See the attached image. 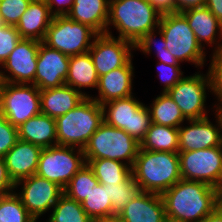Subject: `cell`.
Wrapping results in <instances>:
<instances>
[{"instance_id":"4","label":"cell","mask_w":222,"mask_h":222,"mask_svg":"<svg viewBox=\"0 0 222 222\" xmlns=\"http://www.w3.org/2000/svg\"><path fill=\"white\" fill-rule=\"evenodd\" d=\"M103 122L102 106L91 96L56 118L57 145L84 149Z\"/></svg>"},{"instance_id":"46","label":"cell","mask_w":222,"mask_h":222,"mask_svg":"<svg viewBox=\"0 0 222 222\" xmlns=\"http://www.w3.org/2000/svg\"><path fill=\"white\" fill-rule=\"evenodd\" d=\"M157 57L160 58L159 61L164 64L179 66V62L167 49L162 52H158Z\"/></svg>"},{"instance_id":"24","label":"cell","mask_w":222,"mask_h":222,"mask_svg":"<svg viewBox=\"0 0 222 222\" xmlns=\"http://www.w3.org/2000/svg\"><path fill=\"white\" fill-rule=\"evenodd\" d=\"M108 15L109 0H74L66 16L90 26L98 34H105Z\"/></svg>"},{"instance_id":"50","label":"cell","mask_w":222,"mask_h":222,"mask_svg":"<svg viewBox=\"0 0 222 222\" xmlns=\"http://www.w3.org/2000/svg\"><path fill=\"white\" fill-rule=\"evenodd\" d=\"M165 222H181V221H175V220H172V219H166Z\"/></svg>"},{"instance_id":"1","label":"cell","mask_w":222,"mask_h":222,"mask_svg":"<svg viewBox=\"0 0 222 222\" xmlns=\"http://www.w3.org/2000/svg\"><path fill=\"white\" fill-rule=\"evenodd\" d=\"M166 218L200 222L217 207V188L203 182L179 180L162 194Z\"/></svg>"},{"instance_id":"23","label":"cell","mask_w":222,"mask_h":222,"mask_svg":"<svg viewBox=\"0 0 222 222\" xmlns=\"http://www.w3.org/2000/svg\"><path fill=\"white\" fill-rule=\"evenodd\" d=\"M17 133L20 140L30 142L41 148L57 145L56 119L43 113L29 118L17 127Z\"/></svg>"},{"instance_id":"9","label":"cell","mask_w":222,"mask_h":222,"mask_svg":"<svg viewBox=\"0 0 222 222\" xmlns=\"http://www.w3.org/2000/svg\"><path fill=\"white\" fill-rule=\"evenodd\" d=\"M0 112L19 127L41 113L40 90L34 84L0 82Z\"/></svg>"},{"instance_id":"16","label":"cell","mask_w":222,"mask_h":222,"mask_svg":"<svg viewBox=\"0 0 222 222\" xmlns=\"http://www.w3.org/2000/svg\"><path fill=\"white\" fill-rule=\"evenodd\" d=\"M218 126L208 117L188 120L190 126L178 128L179 152L194 151L222 145V111L216 110ZM220 126V127H219ZM219 127V128H218Z\"/></svg>"},{"instance_id":"11","label":"cell","mask_w":222,"mask_h":222,"mask_svg":"<svg viewBox=\"0 0 222 222\" xmlns=\"http://www.w3.org/2000/svg\"><path fill=\"white\" fill-rule=\"evenodd\" d=\"M181 178L218 188L222 184V145L178 152Z\"/></svg>"},{"instance_id":"45","label":"cell","mask_w":222,"mask_h":222,"mask_svg":"<svg viewBox=\"0 0 222 222\" xmlns=\"http://www.w3.org/2000/svg\"><path fill=\"white\" fill-rule=\"evenodd\" d=\"M205 6L222 23V0H207Z\"/></svg>"},{"instance_id":"22","label":"cell","mask_w":222,"mask_h":222,"mask_svg":"<svg viewBox=\"0 0 222 222\" xmlns=\"http://www.w3.org/2000/svg\"><path fill=\"white\" fill-rule=\"evenodd\" d=\"M52 18L45 0H32L16 25V29L22 39L42 42Z\"/></svg>"},{"instance_id":"27","label":"cell","mask_w":222,"mask_h":222,"mask_svg":"<svg viewBox=\"0 0 222 222\" xmlns=\"http://www.w3.org/2000/svg\"><path fill=\"white\" fill-rule=\"evenodd\" d=\"M140 148L149 151L179 152L178 128L151 123Z\"/></svg>"},{"instance_id":"41","label":"cell","mask_w":222,"mask_h":222,"mask_svg":"<svg viewBox=\"0 0 222 222\" xmlns=\"http://www.w3.org/2000/svg\"><path fill=\"white\" fill-rule=\"evenodd\" d=\"M15 183L10 178L4 159L0 158V197L13 192Z\"/></svg>"},{"instance_id":"26","label":"cell","mask_w":222,"mask_h":222,"mask_svg":"<svg viewBox=\"0 0 222 222\" xmlns=\"http://www.w3.org/2000/svg\"><path fill=\"white\" fill-rule=\"evenodd\" d=\"M98 79L99 77L89 51L83 54L70 56L65 85L71 86L77 91L82 87L97 88Z\"/></svg>"},{"instance_id":"21","label":"cell","mask_w":222,"mask_h":222,"mask_svg":"<svg viewBox=\"0 0 222 222\" xmlns=\"http://www.w3.org/2000/svg\"><path fill=\"white\" fill-rule=\"evenodd\" d=\"M85 97L89 95L68 85L41 90V113L56 119L74 109Z\"/></svg>"},{"instance_id":"19","label":"cell","mask_w":222,"mask_h":222,"mask_svg":"<svg viewBox=\"0 0 222 222\" xmlns=\"http://www.w3.org/2000/svg\"><path fill=\"white\" fill-rule=\"evenodd\" d=\"M42 150L40 146L19 139L8 151L3 159L14 183L36 174Z\"/></svg>"},{"instance_id":"35","label":"cell","mask_w":222,"mask_h":222,"mask_svg":"<svg viewBox=\"0 0 222 222\" xmlns=\"http://www.w3.org/2000/svg\"><path fill=\"white\" fill-rule=\"evenodd\" d=\"M31 1L0 0V23L16 27Z\"/></svg>"},{"instance_id":"18","label":"cell","mask_w":222,"mask_h":222,"mask_svg":"<svg viewBox=\"0 0 222 222\" xmlns=\"http://www.w3.org/2000/svg\"><path fill=\"white\" fill-rule=\"evenodd\" d=\"M124 222H165V204L161 194L140 191L118 214Z\"/></svg>"},{"instance_id":"38","label":"cell","mask_w":222,"mask_h":222,"mask_svg":"<svg viewBox=\"0 0 222 222\" xmlns=\"http://www.w3.org/2000/svg\"><path fill=\"white\" fill-rule=\"evenodd\" d=\"M18 140L17 128L0 112V158H3Z\"/></svg>"},{"instance_id":"39","label":"cell","mask_w":222,"mask_h":222,"mask_svg":"<svg viewBox=\"0 0 222 222\" xmlns=\"http://www.w3.org/2000/svg\"><path fill=\"white\" fill-rule=\"evenodd\" d=\"M161 66L159 69V77L163 80L164 83V89L163 92H167L169 89L174 87L183 77V72L180 71V66H173L164 64L162 62H159L157 66Z\"/></svg>"},{"instance_id":"42","label":"cell","mask_w":222,"mask_h":222,"mask_svg":"<svg viewBox=\"0 0 222 222\" xmlns=\"http://www.w3.org/2000/svg\"><path fill=\"white\" fill-rule=\"evenodd\" d=\"M45 1L53 17L66 16L74 3V0H45ZM54 4L58 6L57 7L58 9L56 8L55 11L53 10L54 9L53 6H55ZM64 5H66L67 7L66 8L62 7Z\"/></svg>"},{"instance_id":"32","label":"cell","mask_w":222,"mask_h":222,"mask_svg":"<svg viewBox=\"0 0 222 222\" xmlns=\"http://www.w3.org/2000/svg\"><path fill=\"white\" fill-rule=\"evenodd\" d=\"M81 204L93 222L112 215V203L108 198V188L104 184L98 183Z\"/></svg>"},{"instance_id":"20","label":"cell","mask_w":222,"mask_h":222,"mask_svg":"<svg viewBox=\"0 0 222 222\" xmlns=\"http://www.w3.org/2000/svg\"><path fill=\"white\" fill-rule=\"evenodd\" d=\"M133 66L130 60L125 66L119 67L102 75L98 79L99 98H93L100 105L132 96Z\"/></svg>"},{"instance_id":"28","label":"cell","mask_w":222,"mask_h":222,"mask_svg":"<svg viewBox=\"0 0 222 222\" xmlns=\"http://www.w3.org/2000/svg\"><path fill=\"white\" fill-rule=\"evenodd\" d=\"M85 161L92 169L94 176L100 184H120L132 174V167L123 163V161L111 159H93Z\"/></svg>"},{"instance_id":"36","label":"cell","mask_w":222,"mask_h":222,"mask_svg":"<svg viewBox=\"0 0 222 222\" xmlns=\"http://www.w3.org/2000/svg\"><path fill=\"white\" fill-rule=\"evenodd\" d=\"M214 51L208 72L211 82L210 90L218 96V101H220V106L218 104L216 109L222 111V44H218L217 50Z\"/></svg>"},{"instance_id":"44","label":"cell","mask_w":222,"mask_h":222,"mask_svg":"<svg viewBox=\"0 0 222 222\" xmlns=\"http://www.w3.org/2000/svg\"><path fill=\"white\" fill-rule=\"evenodd\" d=\"M160 14L175 12V0H148Z\"/></svg>"},{"instance_id":"8","label":"cell","mask_w":222,"mask_h":222,"mask_svg":"<svg viewBox=\"0 0 222 222\" xmlns=\"http://www.w3.org/2000/svg\"><path fill=\"white\" fill-rule=\"evenodd\" d=\"M101 106L105 123L124 130L139 143L144 139L152 122L148 107L143 103L129 96L112 100Z\"/></svg>"},{"instance_id":"25","label":"cell","mask_w":222,"mask_h":222,"mask_svg":"<svg viewBox=\"0 0 222 222\" xmlns=\"http://www.w3.org/2000/svg\"><path fill=\"white\" fill-rule=\"evenodd\" d=\"M182 14L188 20L190 28L201 46L203 45L202 41L214 44L217 30H219L222 39V23L206 6L191 8Z\"/></svg>"},{"instance_id":"31","label":"cell","mask_w":222,"mask_h":222,"mask_svg":"<svg viewBox=\"0 0 222 222\" xmlns=\"http://www.w3.org/2000/svg\"><path fill=\"white\" fill-rule=\"evenodd\" d=\"M92 169L86 163L69 181L63 189V193L71 199L82 203L87 195L98 184Z\"/></svg>"},{"instance_id":"33","label":"cell","mask_w":222,"mask_h":222,"mask_svg":"<svg viewBox=\"0 0 222 222\" xmlns=\"http://www.w3.org/2000/svg\"><path fill=\"white\" fill-rule=\"evenodd\" d=\"M104 186L108 188V198L112 203V215H118L141 191L132 174L123 183Z\"/></svg>"},{"instance_id":"47","label":"cell","mask_w":222,"mask_h":222,"mask_svg":"<svg viewBox=\"0 0 222 222\" xmlns=\"http://www.w3.org/2000/svg\"><path fill=\"white\" fill-rule=\"evenodd\" d=\"M200 222H222V211L217 207L212 213L207 215Z\"/></svg>"},{"instance_id":"12","label":"cell","mask_w":222,"mask_h":222,"mask_svg":"<svg viewBox=\"0 0 222 222\" xmlns=\"http://www.w3.org/2000/svg\"><path fill=\"white\" fill-rule=\"evenodd\" d=\"M206 87L211 88L210 76L202 74L183 77L166 93L180 108L186 120L203 119L207 117L204 108Z\"/></svg>"},{"instance_id":"15","label":"cell","mask_w":222,"mask_h":222,"mask_svg":"<svg viewBox=\"0 0 222 222\" xmlns=\"http://www.w3.org/2000/svg\"><path fill=\"white\" fill-rule=\"evenodd\" d=\"M40 42L22 39L17 43L5 62L1 65L11 73L10 77L0 71V82L15 84L34 83L37 69V55Z\"/></svg>"},{"instance_id":"13","label":"cell","mask_w":222,"mask_h":222,"mask_svg":"<svg viewBox=\"0 0 222 222\" xmlns=\"http://www.w3.org/2000/svg\"><path fill=\"white\" fill-rule=\"evenodd\" d=\"M134 44L111 34H98L89 49L98 77L125 66L131 59Z\"/></svg>"},{"instance_id":"49","label":"cell","mask_w":222,"mask_h":222,"mask_svg":"<svg viewBox=\"0 0 222 222\" xmlns=\"http://www.w3.org/2000/svg\"><path fill=\"white\" fill-rule=\"evenodd\" d=\"M217 204L218 208L222 211V184L217 188Z\"/></svg>"},{"instance_id":"34","label":"cell","mask_w":222,"mask_h":222,"mask_svg":"<svg viewBox=\"0 0 222 222\" xmlns=\"http://www.w3.org/2000/svg\"><path fill=\"white\" fill-rule=\"evenodd\" d=\"M33 217L23 206L17 193L0 197V222H31Z\"/></svg>"},{"instance_id":"48","label":"cell","mask_w":222,"mask_h":222,"mask_svg":"<svg viewBox=\"0 0 222 222\" xmlns=\"http://www.w3.org/2000/svg\"><path fill=\"white\" fill-rule=\"evenodd\" d=\"M94 222H124V221L119 215L115 214V215L97 219Z\"/></svg>"},{"instance_id":"7","label":"cell","mask_w":222,"mask_h":222,"mask_svg":"<svg viewBox=\"0 0 222 222\" xmlns=\"http://www.w3.org/2000/svg\"><path fill=\"white\" fill-rule=\"evenodd\" d=\"M97 35L98 33L86 24L71 20L67 16H56L52 18L42 42L70 57L88 52L93 43L90 42L91 38Z\"/></svg>"},{"instance_id":"10","label":"cell","mask_w":222,"mask_h":222,"mask_svg":"<svg viewBox=\"0 0 222 222\" xmlns=\"http://www.w3.org/2000/svg\"><path fill=\"white\" fill-rule=\"evenodd\" d=\"M63 145L43 148L36 174L56 183L62 189L66 187L71 178L86 164L84 151Z\"/></svg>"},{"instance_id":"29","label":"cell","mask_w":222,"mask_h":222,"mask_svg":"<svg viewBox=\"0 0 222 222\" xmlns=\"http://www.w3.org/2000/svg\"><path fill=\"white\" fill-rule=\"evenodd\" d=\"M148 110L150 112L151 122L163 126L179 128L180 124L186 119L180 108L165 92H162V94L154 100L152 108L149 107Z\"/></svg>"},{"instance_id":"37","label":"cell","mask_w":222,"mask_h":222,"mask_svg":"<svg viewBox=\"0 0 222 222\" xmlns=\"http://www.w3.org/2000/svg\"><path fill=\"white\" fill-rule=\"evenodd\" d=\"M20 40V34L15 26L0 23V65L5 62Z\"/></svg>"},{"instance_id":"30","label":"cell","mask_w":222,"mask_h":222,"mask_svg":"<svg viewBox=\"0 0 222 222\" xmlns=\"http://www.w3.org/2000/svg\"><path fill=\"white\" fill-rule=\"evenodd\" d=\"M48 222H93V220L86 214L81 203L63 193L54 205Z\"/></svg>"},{"instance_id":"6","label":"cell","mask_w":222,"mask_h":222,"mask_svg":"<svg viewBox=\"0 0 222 222\" xmlns=\"http://www.w3.org/2000/svg\"><path fill=\"white\" fill-rule=\"evenodd\" d=\"M158 30L167 44L166 49L178 62L190 61L203 66L205 52L193 33L186 17L179 12L162 14Z\"/></svg>"},{"instance_id":"2","label":"cell","mask_w":222,"mask_h":222,"mask_svg":"<svg viewBox=\"0 0 222 222\" xmlns=\"http://www.w3.org/2000/svg\"><path fill=\"white\" fill-rule=\"evenodd\" d=\"M132 175L141 191L162 195L182 179L178 153L140 148Z\"/></svg>"},{"instance_id":"43","label":"cell","mask_w":222,"mask_h":222,"mask_svg":"<svg viewBox=\"0 0 222 222\" xmlns=\"http://www.w3.org/2000/svg\"><path fill=\"white\" fill-rule=\"evenodd\" d=\"M207 0H175V12L182 13L191 8L203 7Z\"/></svg>"},{"instance_id":"17","label":"cell","mask_w":222,"mask_h":222,"mask_svg":"<svg viewBox=\"0 0 222 222\" xmlns=\"http://www.w3.org/2000/svg\"><path fill=\"white\" fill-rule=\"evenodd\" d=\"M70 57L40 42L34 85L41 91L65 85Z\"/></svg>"},{"instance_id":"5","label":"cell","mask_w":222,"mask_h":222,"mask_svg":"<svg viewBox=\"0 0 222 222\" xmlns=\"http://www.w3.org/2000/svg\"><path fill=\"white\" fill-rule=\"evenodd\" d=\"M140 149V143L124 130L108 125L104 121L91 136L83 149L85 160L125 159L133 167Z\"/></svg>"},{"instance_id":"40","label":"cell","mask_w":222,"mask_h":222,"mask_svg":"<svg viewBox=\"0 0 222 222\" xmlns=\"http://www.w3.org/2000/svg\"><path fill=\"white\" fill-rule=\"evenodd\" d=\"M154 31L155 30L148 32L139 41H137L134 45V49H139V50L141 49L144 53L149 54L151 51V48H152V44H155V43L159 44L158 42L153 40L154 37L156 36L154 34ZM159 34L161 36V39H160L161 43L159 44L160 46L157 48V51H156L157 54H158V52H162V51L166 50V46H167L165 39L162 35V32L160 30H159ZM153 42H155V43H153Z\"/></svg>"},{"instance_id":"3","label":"cell","mask_w":222,"mask_h":222,"mask_svg":"<svg viewBox=\"0 0 222 222\" xmlns=\"http://www.w3.org/2000/svg\"><path fill=\"white\" fill-rule=\"evenodd\" d=\"M160 12L148 0H109L107 26L112 24L119 32L118 38L135 45L148 32L158 28Z\"/></svg>"},{"instance_id":"14","label":"cell","mask_w":222,"mask_h":222,"mask_svg":"<svg viewBox=\"0 0 222 222\" xmlns=\"http://www.w3.org/2000/svg\"><path fill=\"white\" fill-rule=\"evenodd\" d=\"M21 183L23 184L22 191L17 195L33 219H38L44 212L53 208L63 194L60 186L37 174L17 181L15 187Z\"/></svg>"}]
</instances>
